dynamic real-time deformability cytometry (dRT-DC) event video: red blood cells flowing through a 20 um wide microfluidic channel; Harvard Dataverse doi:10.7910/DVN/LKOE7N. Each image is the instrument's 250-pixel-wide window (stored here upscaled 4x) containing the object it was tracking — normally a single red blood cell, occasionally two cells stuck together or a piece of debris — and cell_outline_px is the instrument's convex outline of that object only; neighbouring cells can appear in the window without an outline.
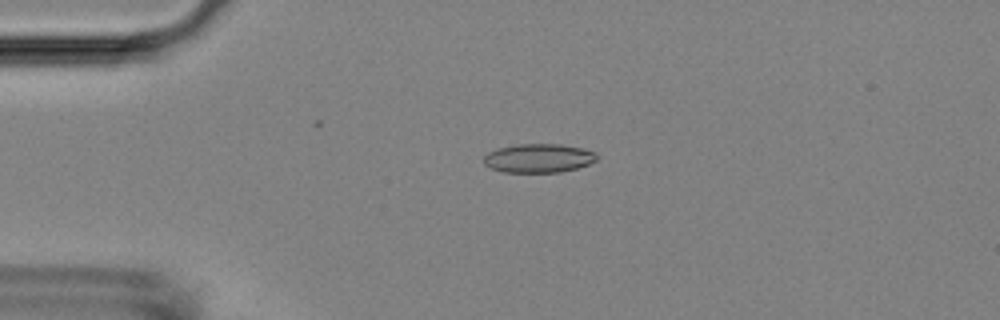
{"species": "Egyptian fruit bat (a non-hibernating species)", "species_latin": "Rousettus aegyptiacus", "temperature_condition": "room temperature", "stored_images_in_passage": 41, "camera_frame_rate_fps": 3000, "um_per_image_px": 0.085, "animal": {"sex": "female"}, "frame": {"image": 1, "passage_image": 1, "time_ms": 0.0, "image_size_px": [1000, 320], "cell_outline_px": [[600, 156], [596, 160], [588, 164], [576, 168], [560, 172], [504, 172], [492, 168], [484, 164], [484, 156], [488, 152], [496, 148], [520, 144], [560, 144], [580, 148], [596, 152]], "centroid_in_image_um": [45.78, 13.44], "position_along_channel_um": 39.2, "area_um2": 18.96}}
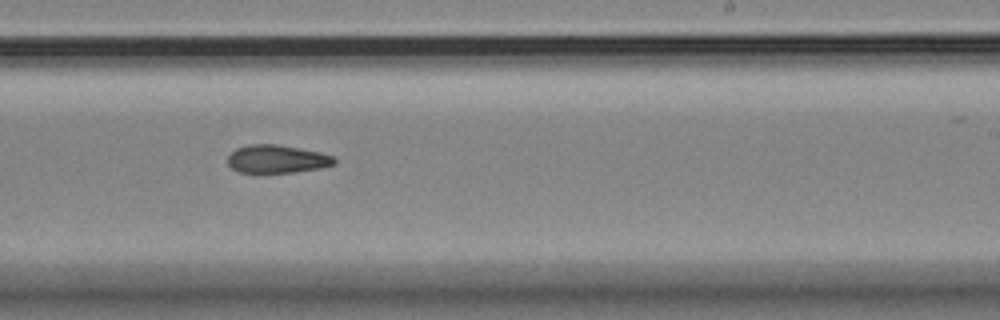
{"frame": {"image": 2, "passage_image": 21, "time_ms": 6.667, "image_size_px": [1000, 320], "cell_outline_px": [[336, 164], [320, 168], [296, 172], [260, 176], [240, 172], [232, 168], [228, 164], [228, 156], [236, 148], [248, 144], [276, 144], [320, 152], [332, 156], [336, 160]], "centroid_in_image_um": [23.5, 13.56], "position_along_channel_um": 265.5, "area_um2": 18.15}}
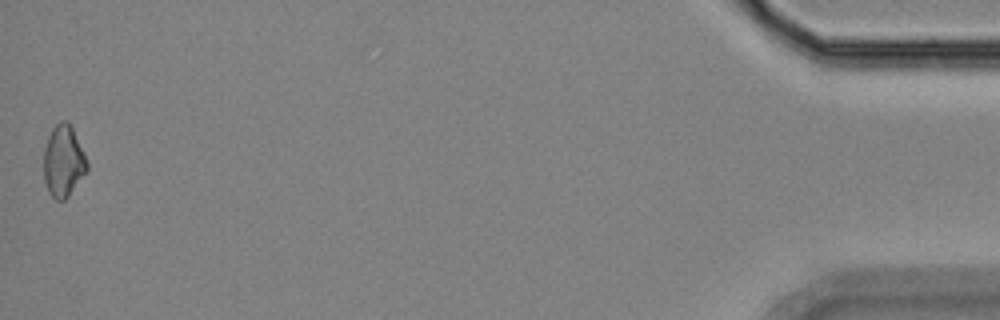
{"frame": {"image": 3, "passage_image": 41, "time_ms": 13.333, "image_size_px": [1000, 320], "cell_outline_px": [[88, 172], [68, 196], [64, 200], [56, 200], [48, 192], [44, 180], [44, 148], [48, 136], [52, 128], [60, 120], [68, 120], [88, 160]], "centroid_in_image_um": [5.4, 13.7], "position_along_channel_um": 429.8, "area_um2": 18.32}, "authors_computed_cell_mechanics": {"area_um2": 18.0914, "velocity_mm_per_s": 3.8155, "shape_relaxation_time_tau1_ms": 5.1464, "shape_relaxation_time_tau2_ms": 7.9544, "deformation_change_tau1": 0.1183, "deformation_change_tau2": 0.1637}}